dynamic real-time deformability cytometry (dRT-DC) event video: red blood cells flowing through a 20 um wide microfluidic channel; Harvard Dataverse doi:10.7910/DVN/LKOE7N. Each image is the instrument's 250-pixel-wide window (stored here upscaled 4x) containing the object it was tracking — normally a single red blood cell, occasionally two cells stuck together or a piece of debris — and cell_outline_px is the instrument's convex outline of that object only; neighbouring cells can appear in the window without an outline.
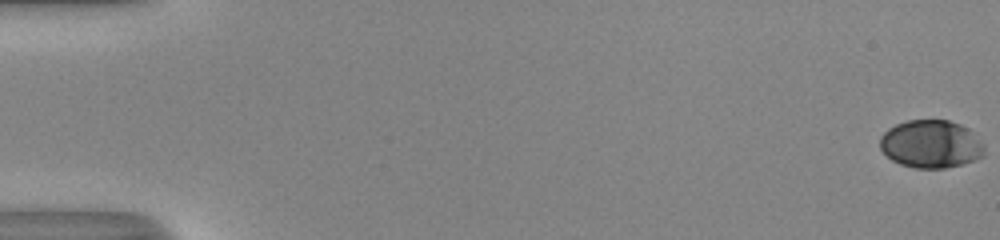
{"species": "human", "species_latin": "Homo sapiens", "temperature_condition": "room temperature", "stored_images_in_passage": 53, "camera_frame_rate_fps": 3000, "um_per_image_px": 0.085, "donor": {"sex": "male"}, "frame": {"image": 1, "passage_image": 1, "time_ms": 0.0, "image_size_px": [1000, 240], "cell_outline_px": [[984, 156], [976, 160], [944, 168], [916, 168], [900, 164], [892, 160], [880, 148], [880, 136], [888, 128], [896, 124], [908, 120], [948, 120], [960, 124], [968, 128], [984, 144]], "centroid_in_image_um": [79.14, 12.24], "position_along_channel_um": 5.9, "area_um2": 29.19}}
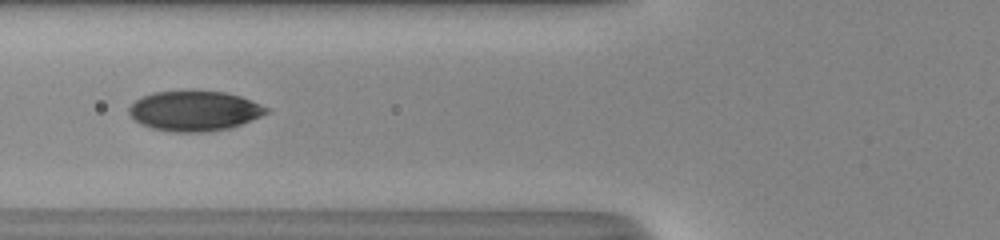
{"frame": {"image": 2, "passage_image": 23, "time_ms": 7.333, "image_size_px": [1000, 240], "cell_outline_px": [[268, 112], [260, 116], [240, 124], [228, 128], [200, 132], [172, 132], [152, 128], [140, 124], [128, 112], [128, 108], [140, 96], [152, 92], [224, 92], [240, 96], [260, 104], [268, 108]], "centroid_in_image_um": [16.48, 9.43], "position_along_channel_um": 109.3, "area_um2": 31.5}}
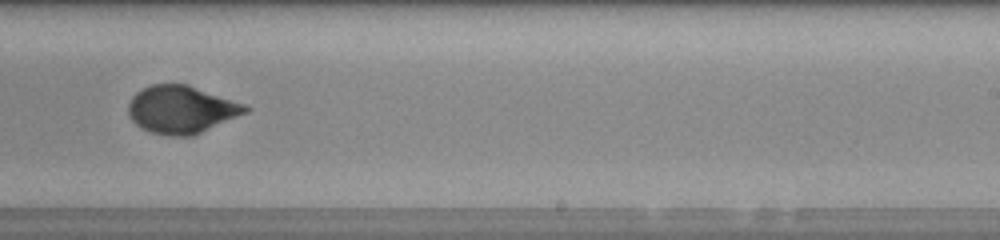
{"frame": {"image": 3, "passage_image": 35, "time_ms": 11.333, "image_size_px": [1000, 240], "cell_outline_px": [[252, 108], [248, 112], [192, 136], [168, 136], [152, 132], [140, 128], [132, 120], [128, 112], [128, 104], [132, 96], [136, 92], [152, 84], [188, 84], [244, 104]], "centroid_in_image_um": [15.41, 9.31], "position_along_channel_um": 273.6, "area_um2": 32.43}, "authors_computed_cell_mechanics": {"area_um2": 31.1542, "velocity_mm_per_s": 4.1227, "shape_relaxation_time_tau1_ms": 3.8202, "shape_relaxation_time_tau2_ms": 0.9575, "deformation_change_tau1": 0.15, "deformation_change_tau2": 0.0424}}